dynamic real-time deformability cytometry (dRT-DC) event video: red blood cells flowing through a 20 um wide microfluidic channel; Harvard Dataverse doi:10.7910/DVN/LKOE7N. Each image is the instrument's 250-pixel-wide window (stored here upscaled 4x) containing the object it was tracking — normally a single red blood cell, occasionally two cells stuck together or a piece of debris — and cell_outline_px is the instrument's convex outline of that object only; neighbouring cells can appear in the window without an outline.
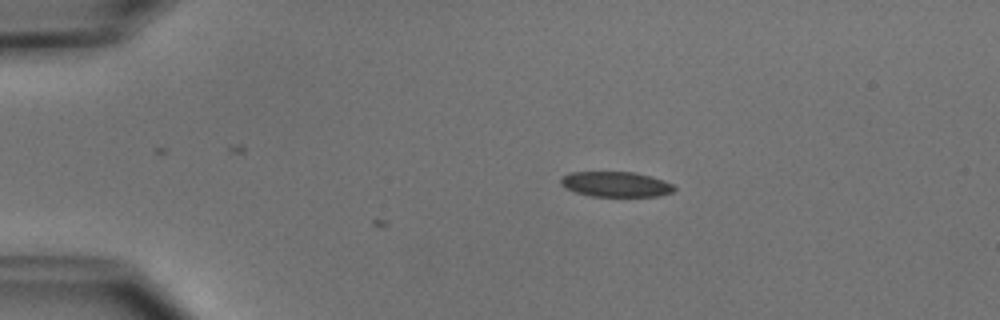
{"species": "common noctule bat (a hibernating species)", "species_latin": "Nyctalus noctula", "temperature_condition": "cold", "stored_images_in_passage": 3, "camera_frame_rate_fps": 3000, "um_per_image_px": 0.085, "animal": {"sex": "male", "body_mass_g": 15.6}, "frame": {"image": 1, "passage_image": 1, "time_ms": 0.0, "image_size_px": [1000, 320], "cell_outline_px": [[676, 188], [672, 192], [656, 196], [592, 196], [576, 192], [564, 188], [560, 184], [560, 180], [564, 176], [572, 172], [636, 172], [652, 176], [664, 180], [672, 184]], "centroid_in_image_um": [52.35, 15.65], "position_along_channel_um": 32.6, "area_um2": 16.65}}
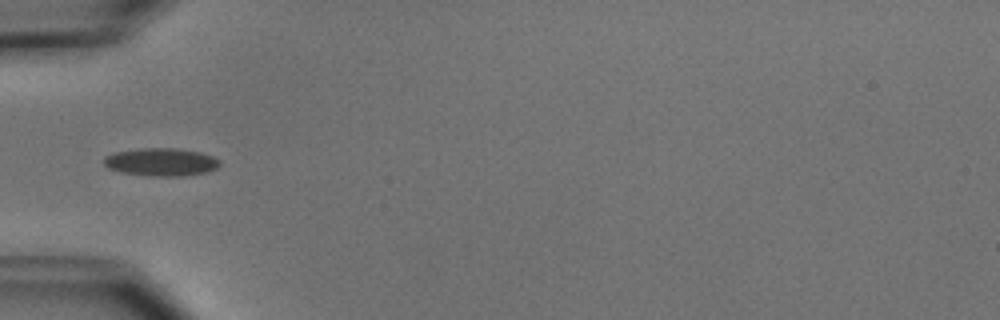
{"frame": {"image": 2, "passage_image": 3, "time_ms": 2.333, "image_size_px": [1000, 320], "cell_outline_px": [[220, 164], [216, 168], [208, 172], [184, 176], [152, 176], [120, 172], [108, 168], [104, 164], [104, 156], [112, 152], [144, 148], [172, 148], [200, 152], [212, 156], [220, 160]], "centroid_in_image_um": [13.68, 13.77], "position_along_channel_um": 71.3, "area_um2": 18.9}}